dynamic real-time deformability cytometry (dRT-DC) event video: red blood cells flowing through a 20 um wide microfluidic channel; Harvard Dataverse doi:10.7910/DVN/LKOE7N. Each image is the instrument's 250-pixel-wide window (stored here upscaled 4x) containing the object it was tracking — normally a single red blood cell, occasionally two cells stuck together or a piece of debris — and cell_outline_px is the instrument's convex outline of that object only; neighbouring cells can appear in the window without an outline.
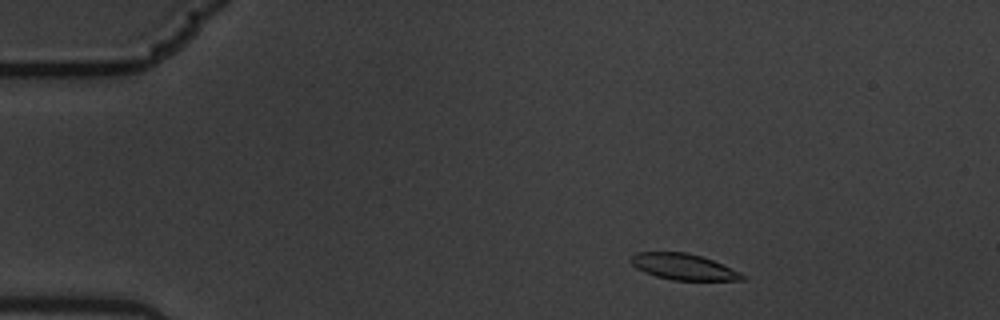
{"species": "common noctule bat (a hibernating species)", "species_latin": "Nyctalus noctula", "temperature_condition": "warm", "stored_images_in_passage": 4, "camera_frame_rate_fps": 3000, "um_per_image_px": 0.085, "animal": {"sex": "male", "body_mass_g": 19.5, "forearm_length_mm": 54.6}, "frame": {"image": 1, "passage_image": 2, "time_ms": 0.333, "image_size_px": [1000, 320], "cell_outline_px": [[748, 276], [744, 280], [672, 280], [656, 276], [644, 272], [636, 268], [628, 260], [636, 252], [688, 252], [712, 260], [740, 272]], "centroid_in_image_um": [58.08, 22.68], "position_along_channel_um": 26.9, "area_um2": 16.94}}